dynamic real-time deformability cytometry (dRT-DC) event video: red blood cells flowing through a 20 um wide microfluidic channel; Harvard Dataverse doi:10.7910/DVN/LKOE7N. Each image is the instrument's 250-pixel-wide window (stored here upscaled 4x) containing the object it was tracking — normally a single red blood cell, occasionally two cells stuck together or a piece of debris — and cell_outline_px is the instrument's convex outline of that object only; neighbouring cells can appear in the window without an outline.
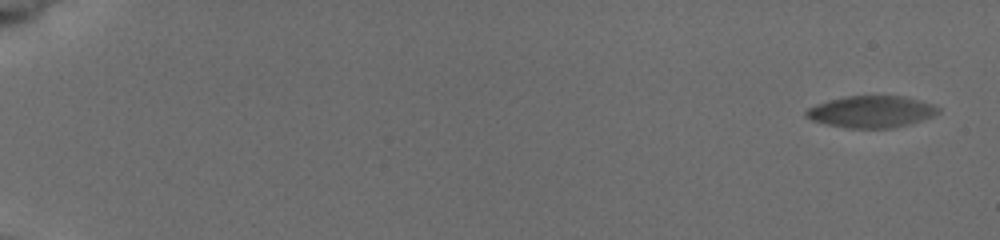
{"species": "common noctule bat (a hibernating species)", "species_latin": "Nyctalus noctula", "temperature_condition": "cold", "stored_images_in_passage": 9, "camera_frame_rate_fps": 3000, "um_per_image_px": 0.085, "animal": {"sex": "female", "body_mass_g": 19.5, "forearm_length_mm": 54.1}, "frame": {"image": 1, "passage_image": 1, "time_ms": 0.0, "image_size_px": [1000, 240], "cell_outline_px": [[940, 112], [932, 116], [908, 124], [892, 128], [848, 128], [828, 124], [812, 120], [804, 116], [804, 112], [808, 108], [816, 104], [828, 100], [848, 96], [904, 96], [932, 104], [940, 108]], "centroid_in_image_um": [74.04, 9.49], "position_along_channel_um": 11.0, "area_um2": 24.28}}
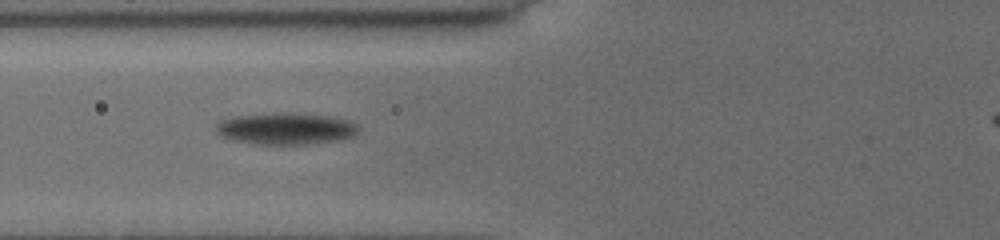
{"frame": {"image": 2, "passage_image": 8, "time_ms": 7.667, "image_size_px": [1000, 240], "cell_outline_px": [[360, 128], [352, 136], [340, 140], [308, 144], [252, 144], [232, 140], [220, 136], [216, 132], [216, 124], [232, 116], [264, 112], [284, 112], [332, 116], [356, 124]], "centroid_in_image_um": [24.23, 10.92], "position_along_channel_um": 101.6, "area_um2": 26.65}}
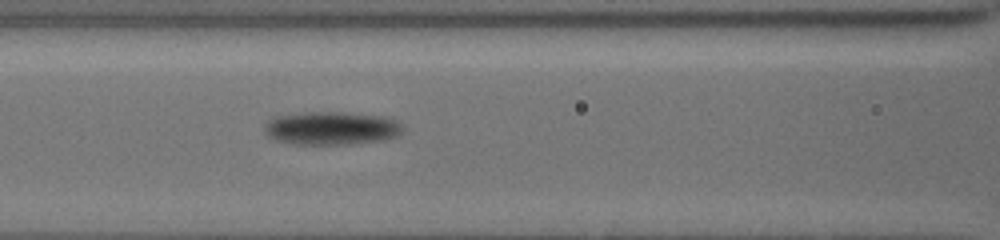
{"frame": {"image": 3, "passage_image": 9, "time_ms": 8.667, "image_size_px": [1000, 240], "cell_outline_px": [[404, 128], [396, 136], [384, 140], [348, 144], [292, 144], [276, 140], [268, 136], [264, 132], [264, 128], [272, 120], [280, 116], [308, 112], [332, 112], [384, 116], [400, 124]], "centroid_in_image_um": [28.18, 10.91], "position_along_channel_um": 138.4, "area_um2": 26.24}}